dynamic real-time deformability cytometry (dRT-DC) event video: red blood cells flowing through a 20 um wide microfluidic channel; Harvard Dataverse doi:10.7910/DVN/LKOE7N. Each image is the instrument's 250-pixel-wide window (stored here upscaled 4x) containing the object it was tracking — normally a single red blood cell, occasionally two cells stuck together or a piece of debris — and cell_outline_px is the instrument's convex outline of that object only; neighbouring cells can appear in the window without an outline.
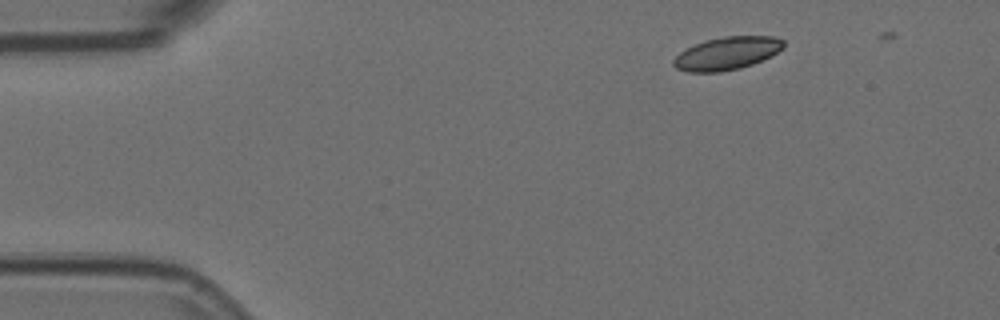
{"species": "Egyptian fruit bat (a non-hibernating species)", "species_latin": "Rousettus aegyptiacus", "temperature_condition": "room temperature", "stored_images_in_passage": 6, "camera_frame_rate_fps": 3000, "um_per_image_px": 0.085, "animal": {"sex": "female"}, "frame": {"image": 1, "passage_image": 6, "time_ms": 1.667, "image_size_px": [1000, 320], "cell_outline_px": [[784, 48], [752, 64], [740, 68], [720, 72], [688, 72], [676, 68], [672, 64], [672, 60], [680, 52], [704, 40], [724, 36], [776, 36], [784, 40]], "centroid_in_image_um": [61.78, 4.53], "position_along_channel_um": 23.2, "area_um2": 20.98}}